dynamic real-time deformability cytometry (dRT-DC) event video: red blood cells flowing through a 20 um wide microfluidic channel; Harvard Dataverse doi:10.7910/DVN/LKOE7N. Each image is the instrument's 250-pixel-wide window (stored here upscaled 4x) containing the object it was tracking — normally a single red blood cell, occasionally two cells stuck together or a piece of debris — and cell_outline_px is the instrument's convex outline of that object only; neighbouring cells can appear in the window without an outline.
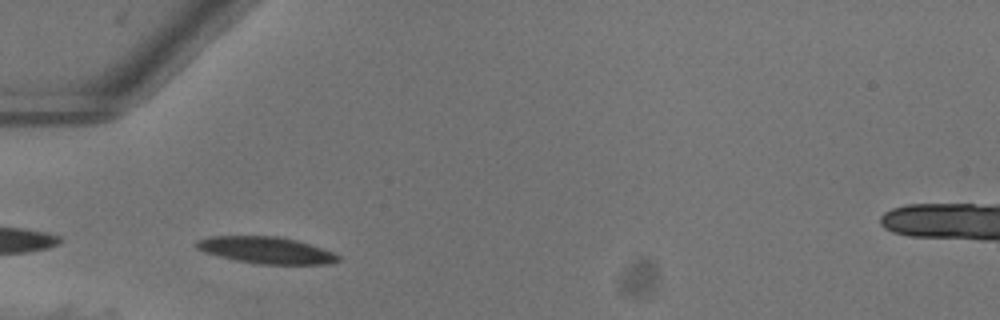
{"species": "common noctule bat (a hibernating species)", "species_latin": "Nyctalus noctula", "temperature_condition": "warm", "stored_images_in_passage": 36, "camera_frame_rate_fps": 3000, "um_per_image_px": 0.085, "animal": {"sex": "female"}, "frame": {"image": 1, "passage_image": 2, "time_ms": 0.333, "image_size_px": [1000, 320], "cell_outline_px": [[340, 260], [332, 264], [260, 264], [236, 260], [204, 252], [196, 248], [192, 244], [196, 240], [208, 236], [276, 236], [296, 240], [332, 252], [340, 256]], "centroid_in_image_um": [22.57, 21.26], "position_along_channel_um": 62.4, "area_um2": 22.02}}
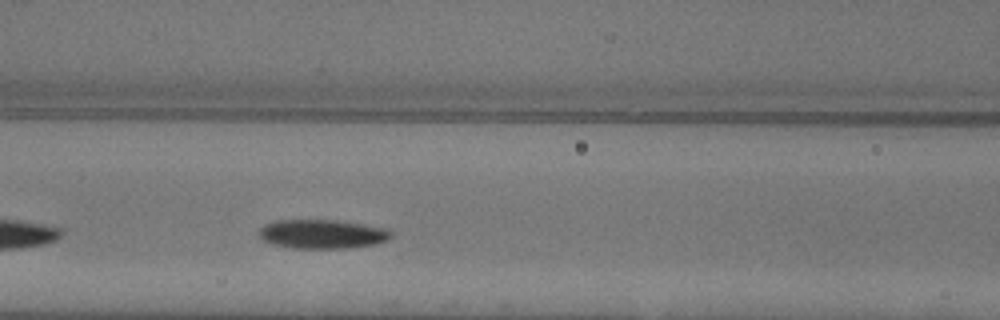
{"frame": {"image": 2, "passage_image": 8, "time_ms": 2.333, "image_size_px": [1000, 320], "cell_outline_px": [[392, 236], [388, 240], [372, 244], [348, 248], [292, 248], [272, 244], [260, 240], [260, 228], [264, 224], [276, 220], [336, 220], [388, 228], [392, 232]], "centroid_in_image_um": [27.37, 19.89], "position_along_channel_um": 139.2, "area_um2": 22.43}}
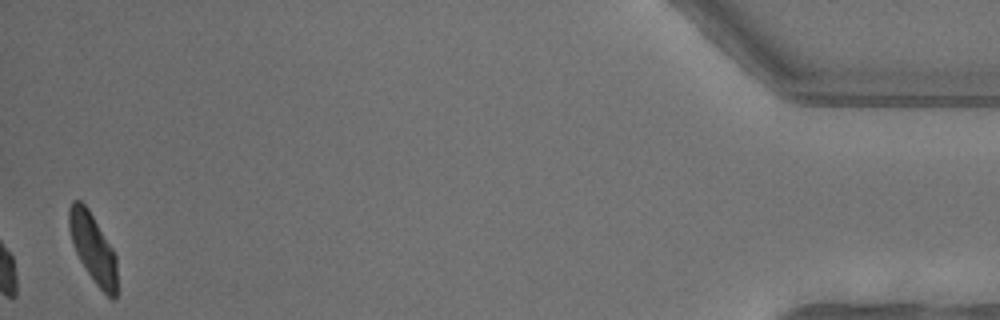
{"frame": {"image": 3, "passage_image": 36, "time_ms": 11.667, "image_size_px": [1000, 320], "cell_outline_px": [[116, 296], [112, 300], [96, 284], [80, 260], [72, 244], [68, 228], [68, 208], [72, 200], [80, 200], [88, 208], [112, 248], [116, 256]], "centroid_in_image_um": [7.87, 21.04], "position_along_channel_um": 427.3, "area_um2": 19.13}, "authors_computed_cell_mechanics": {"area_um2": 22.1374, "velocity_mm_per_s": 4.0236, "shape_relaxation_time_tau1_ms": 2.666, "shape_relaxation_time_tau2_ms": 6.3977, "deformation_change_tau1": 0.131, "deformation_change_tau2": 0.1134}}